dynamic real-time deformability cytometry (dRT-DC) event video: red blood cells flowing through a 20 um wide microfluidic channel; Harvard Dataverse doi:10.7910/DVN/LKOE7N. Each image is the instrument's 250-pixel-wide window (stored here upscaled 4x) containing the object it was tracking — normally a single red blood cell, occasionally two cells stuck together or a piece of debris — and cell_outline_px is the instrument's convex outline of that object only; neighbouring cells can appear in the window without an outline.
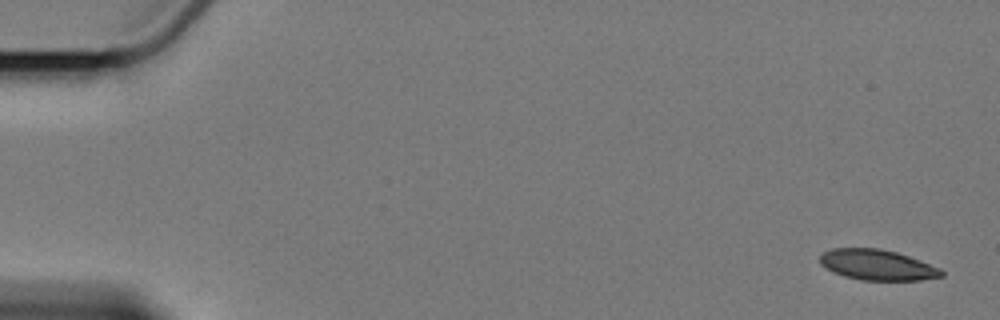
{"species": "Egyptian fruit bat (a non-hibernating species)", "species_latin": "Rousettus aegyptiacus", "temperature_condition": "cold", "stored_images_in_passage": 4, "camera_frame_rate_fps": 3000, "um_per_image_px": 0.085, "animal": {"sex": "female"}, "frame": {"image": 1, "passage_image": 1, "time_ms": 0.0, "image_size_px": [1000, 320], "cell_outline_px": [[944, 276], [920, 280], [860, 280], [844, 276], [832, 272], [820, 264], [820, 256], [824, 252], [832, 248], [880, 248], [896, 252], [920, 260], [940, 268], [944, 272]], "centroid_in_image_um": [74.56, 22.52], "position_along_channel_um": 10.4, "area_um2": 21.68}}